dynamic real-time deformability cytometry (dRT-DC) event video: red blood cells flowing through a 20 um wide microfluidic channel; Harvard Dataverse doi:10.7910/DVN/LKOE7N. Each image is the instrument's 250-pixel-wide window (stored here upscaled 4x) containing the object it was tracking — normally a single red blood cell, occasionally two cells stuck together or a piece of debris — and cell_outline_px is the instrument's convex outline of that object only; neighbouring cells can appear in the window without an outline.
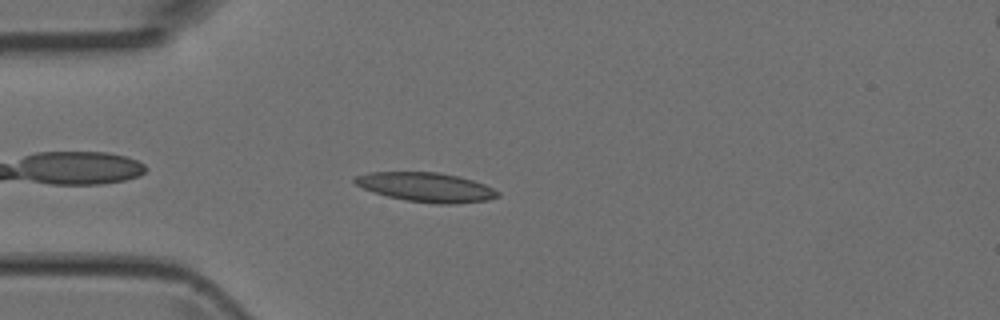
{"species": "Egyptian fruit bat (a non-hibernating species)", "species_latin": "Rousettus aegyptiacus", "temperature_condition": "room temperature", "stored_images_in_passage": 38, "camera_frame_rate_fps": 3000, "um_per_image_px": 0.085, "animal": {"sex": "female"}, "frame": {"image": 1, "passage_image": 3, "time_ms": 0.667, "image_size_px": [1000, 320], "cell_outline_px": [[500, 196], [488, 200], [452, 204], [436, 204], [408, 200], [388, 196], [364, 188], [356, 184], [352, 180], [356, 176], [368, 172], [440, 172], [472, 180], [484, 184], [500, 192]], "centroid_in_image_um": [36.25, 15.91], "position_along_channel_um": 48.8, "area_um2": 24.16}}
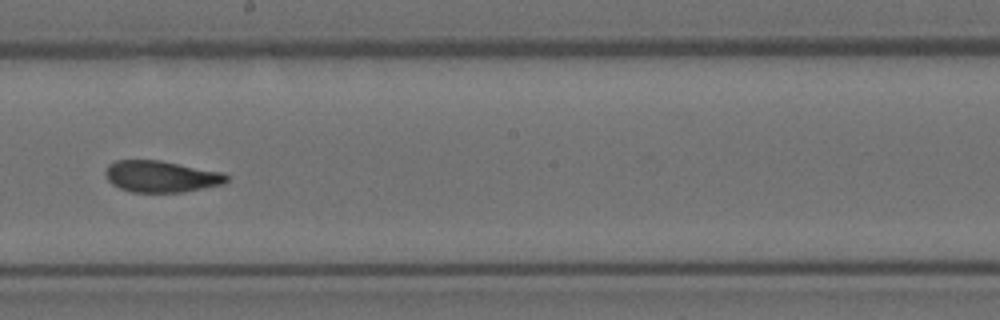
{"frame": {"image": 2, "passage_image": 17, "time_ms": 5.333, "image_size_px": [1000, 320], "cell_outline_px": [[228, 180], [224, 184], [184, 192], [132, 192], [120, 188], [112, 184], [108, 180], [104, 172], [108, 164], [116, 160], [160, 160], [224, 172], [228, 176]], "centroid_in_image_um": [13.71, 14.99], "position_along_channel_um": 234.5, "area_um2": 22.43}}
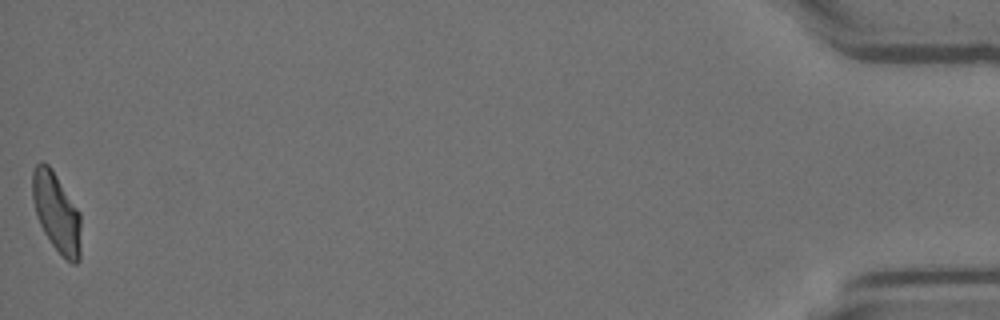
{"frame": {"image": 3, "passage_image": 38, "time_ms": 12.333, "image_size_px": [1000, 320], "cell_outline_px": [[80, 260], [76, 264], [72, 264], [52, 244], [44, 232], [36, 216], [32, 200], [32, 172], [36, 164], [40, 160], [44, 160], [52, 168], [80, 212]], "centroid_in_image_um": [4.79, 18.0], "position_along_channel_um": 430.4, "area_um2": 22.54}}